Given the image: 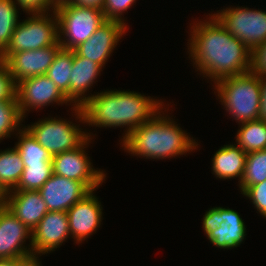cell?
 <instances>
[{
  "instance_id": "7a4b0ae2",
  "label": "cell",
  "mask_w": 266,
  "mask_h": 266,
  "mask_svg": "<svg viewBox=\"0 0 266 266\" xmlns=\"http://www.w3.org/2000/svg\"><path fill=\"white\" fill-rule=\"evenodd\" d=\"M160 100L132 91H105L88 96L82 107L73 106L77 120L96 127H127L122 140L163 110Z\"/></svg>"
},
{
  "instance_id": "ffe728a7",
  "label": "cell",
  "mask_w": 266,
  "mask_h": 266,
  "mask_svg": "<svg viewBox=\"0 0 266 266\" xmlns=\"http://www.w3.org/2000/svg\"><path fill=\"white\" fill-rule=\"evenodd\" d=\"M247 153L236 144L224 145L218 149L212 159V171L220 179L238 177L239 183L244 174Z\"/></svg>"
},
{
  "instance_id": "e575fe53",
  "label": "cell",
  "mask_w": 266,
  "mask_h": 266,
  "mask_svg": "<svg viewBox=\"0 0 266 266\" xmlns=\"http://www.w3.org/2000/svg\"><path fill=\"white\" fill-rule=\"evenodd\" d=\"M260 82H261L260 119L266 120V76L260 77Z\"/></svg>"
},
{
  "instance_id": "7c38bea8",
  "label": "cell",
  "mask_w": 266,
  "mask_h": 266,
  "mask_svg": "<svg viewBox=\"0 0 266 266\" xmlns=\"http://www.w3.org/2000/svg\"><path fill=\"white\" fill-rule=\"evenodd\" d=\"M38 191L45 201L48 211L53 212H67L75 203L91 192L83 182L54 173Z\"/></svg>"
},
{
  "instance_id": "484cf974",
  "label": "cell",
  "mask_w": 266,
  "mask_h": 266,
  "mask_svg": "<svg viewBox=\"0 0 266 266\" xmlns=\"http://www.w3.org/2000/svg\"><path fill=\"white\" fill-rule=\"evenodd\" d=\"M266 180V149L247 153L244 174L239 188L241 193L249 186Z\"/></svg>"
},
{
  "instance_id": "d590c367",
  "label": "cell",
  "mask_w": 266,
  "mask_h": 266,
  "mask_svg": "<svg viewBox=\"0 0 266 266\" xmlns=\"http://www.w3.org/2000/svg\"><path fill=\"white\" fill-rule=\"evenodd\" d=\"M38 254H31L26 257L16 259V266H40Z\"/></svg>"
},
{
  "instance_id": "4316f807",
  "label": "cell",
  "mask_w": 266,
  "mask_h": 266,
  "mask_svg": "<svg viewBox=\"0 0 266 266\" xmlns=\"http://www.w3.org/2000/svg\"><path fill=\"white\" fill-rule=\"evenodd\" d=\"M18 9L14 0H0V55L9 45L14 29L19 23Z\"/></svg>"
},
{
  "instance_id": "9c48e42d",
  "label": "cell",
  "mask_w": 266,
  "mask_h": 266,
  "mask_svg": "<svg viewBox=\"0 0 266 266\" xmlns=\"http://www.w3.org/2000/svg\"><path fill=\"white\" fill-rule=\"evenodd\" d=\"M88 137L79 147L65 151L52 157L53 173L65 178L83 182L91 191L98 189L104 182L106 174L96 170L87 156L86 146L91 142Z\"/></svg>"
},
{
  "instance_id": "52a82bcc",
  "label": "cell",
  "mask_w": 266,
  "mask_h": 266,
  "mask_svg": "<svg viewBox=\"0 0 266 266\" xmlns=\"http://www.w3.org/2000/svg\"><path fill=\"white\" fill-rule=\"evenodd\" d=\"M26 129L52 157L76 149L91 137L90 133L81 131L79 125H75L72 121L56 119V117L41 119L27 126Z\"/></svg>"
},
{
  "instance_id": "f35d334b",
  "label": "cell",
  "mask_w": 266,
  "mask_h": 266,
  "mask_svg": "<svg viewBox=\"0 0 266 266\" xmlns=\"http://www.w3.org/2000/svg\"><path fill=\"white\" fill-rule=\"evenodd\" d=\"M0 266H16V259L0 260Z\"/></svg>"
},
{
  "instance_id": "4dcf8cb0",
  "label": "cell",
  "mask_w": 266,
  "mask_h": 266,
  "mask_svg": "<svg viewBox=\"0 0 266 266\" xmlns=\"http://www.w3.org/2000/svg\"><path fill=\"white\" fill-rule=\"evenodd\" d=\"M241 194L248 197L260 215L266 218V180L247 187Z\"/></svg>"
},
{
  "instance_id": "4fadbf2b",
  "label": "cell",
  "mask_w": 266,
  "mask_h": 266,
  "mask_svg": "<svg viewBox=\"0 0 266 266\" xmlns=\"http://www.w3.org/2000/svg\"><path fill=\"white\" fill-rule=\"evenodd\" d=\"M28 238H32V231L3 204L0 207V260L19 259L33 254L31 247L23 245Z\"/></svg>"
},
{
  "instance_id": "d6a6232c",
  "label": "cell",
  "mask_w": 266,
  "mask_h": 266,
  "mask_svg": "<svg viewBox=\"0 0 266 266\" xmlns=\"http://www.w3.org/2000/svg\"><path fill=\"white\" fill-rule=\"evenodd\" d=\"M18 7L28 14L47 13L50 8L55 11L52 0H14Z\"/></svg>"
},
{
  "instance_id": "d4e9b609",
  "label": "cell",
  "mask_w": 266,
  "mask_h": 266,
  "mask_svg": "<svg viewBox=\"0 0 266 266\" xmlns=\"http://www.w3.org/2000/svg\"><path fill=\"white\" fill-rule=\"evenodd\" d=\"M52 175V160L47 164L24 165L18 185L11 191H38Z\"/></svg>"
},
{
  "instance_id": "2e32d148",
  "label": "cell",
  "mask_w": 266,
  "mask_h": 266,
  "mask_svg": "<svg viewBox=\"0 0 266 266\" xmlns=\"http://www.w3.org/2000/svg\"><path fill=\"white\" fill-rule=\"evenodd\" d=\"M93 194L91 191L67 211L70 236L77 244L89 238L101 225L102 205Z\"/></svg>"
},
{
  "instance_id": "ac0fdd59",
  "label": "cell",
  "mask_w": 266,
  "mask_h": 266,
  "mask_svg": "<svg viewBox=\"0 0 266 266\" xmlns=\"http://www.w3.org/2000/svg\"><path fill=\"white\" fill-rule=\"evenodd\" d=\"M102 71V67L89 59L79 56L73 50V65L70 77V90L65 95L70 105L82 107L88 100L85 93L93 86L95 79Z\"/></svg>"
},
{
  "instance_id": "1f68e13d",
  "label": "cell",
  "mask_w": 266,
  "mask_h": 266,
  "mask_svg": "<svg viewBox=\"0 0 266 266\" xmlns=\"http://www.w3.org/2000/svg\"><path fill=\"white\" fill-rule=\"evenodd\" d=\"M250 72L259 77L266 76V41L251 51Z\"/></svg>"
},
{
  "instance_id": "d6986e66",
  "label": "cell",
  "mask_w": 266,
  "mask_h": 266,
  "mask_svg": "<svg viewBox=\"0 0 266 266\" xmlns=\"http://www.w3.org/2000/svg\"><path fill=\"white\" fill-rule=\"evenodd\" d=\"M221 220L220 228L207 236L209 241L221 249L238 247L246 235V227L242 218L238 212L221 207Z\"/></svg>"
},
{
  "instance_id": "e0dca14e",
  "label": "cell",
  "mask_w": 266,
  "mask_h": 266,
  "mask_svg": "<svg viewBox=\"0 0 266 266\" xmlns=\"http://www.w3.org/2000/svg\"><path fill=\"white\" fill-rule=\"evenodd\" d=\"M3 204L31 231L48 212L39 191H9Z\"/></svg>"
},
{
  "instance_id": "836d02e7",
  "label": "cell",
  "mask_w": 266,
  "mask_h": 266,
  "mask_svg": "<svg viewBox=\"0 0 266 266\" xmlns=\"http://www.w3.org/2000/svg\"><path fill=\"white\" fill-rule=\"evenodd\" d=\"M203 230L208 236L212 231L220 228L221 220V207H214L209 209L203 217Z\"/></svg>"
},
{
  "instance_id": "83f0119b",
  "label": "cell",
  "mask_w": 266,
  "mask_h": 266,
  "mask_svg": "<svg viewBox=\"0 0 266 266\" xmlns=\"http://www.w3.org/2000/svg\"><path fill=\"white\" fill-rule=\"evenodd\" d=\"M23 120L17 101H0V140L11 137L14 130L19 131Z\"/></svg>"
},
{
  "instance_id": "277c9868",
  "label": "cell",
  "mask_w": 266,
  "mask_h": 266,
  "mask_svg": "<svg viewBox=\"0 0 266 266\" xmlns=\"http://www.w3.org/2000/svg\"><path fill=\"white\" fill-rule=\"evenodd\" d=\"M220 102L239 124L260 119L261 82L252 72L222 78L214 86Z\"/></svg>"
},
{
  "instance_id": "cb8c5ba5",
  "label": "cell",
  "mask_w": 266,
  "mask_h": 266,
  "mask_svg": "<svg viewBox=\"0 0 266 266\" xmlns=\"http://www.w3.org/2000/svg\"><path fill=\"white\" fill-rule=\"evenodd\" d=\"M72 65L73 51L61 49L45 74L55 83L64 95L70 90Z\"/></svg>"
},
{
  "instance_id": "8992f818",
  "label": "cell",
  "mask_w": 266,
  "mask_h": 266,
  "mask_svg": "<svg viewBox=\"0 0 266 266\" xmlns=\"http://www.w3.org/2000/svg\"><path fill=\"white\" fill-rule=\"evenodd\" d=\"M52 12L54 14L52 16L48 15V12L29 14L28 19L19 22L9 45L0 55V60L5 61L12 53L41 49L56 44L59 41L58 17L55 11Z\"/></svg>"
},
{
  "instance_id": "7402d4cb",
  "label": "cell",
  "mask_w": 266,
  "mask_h": 266,
  "mask_svg": "<svg viewBox=\"0 0 266 266\" xmlns=\"http://www.w3.org/2000/svg\"><path fill=\"white\" fill-rule=\"evenodd\" d=\"M236 135V145L245 153L266 149V120L241 123Z\"/></svg>"
},
{
  "instance_id": "3957f363",
  "label": "cell",
  "mask_w": 266,
  "mask_h": 266,
  "mask_svg": "<svg viewBox=\"0 0 266 266\" xmlns=\"http://www.w3.org/2000/svg\"><path fill=\"white\" fill-rule=\"evenodd\" d=\"M162 112L159 111L151 120L126 135L121 141L124 150L146 159H166L198 147L195 139L190 138L170 117L162 116Z\"/></svg>"
},
{
  "instance_id": "f1b7e54d",
  "label": "cell",
  "mask_w": 266,
  "mask_h": 266,
  "mask_svg": "<svg viewBox=\"0 0 266 266\" xmlns=\"http://www.w3.org/2000/svg\"><path fill=\"white\" fill-rule=\"evenodd\" d=\"M17 84L6 63L0 60V101H17Z\"/></svg>"
},
{
  "instance_id": "5b68a950",
  "label": "cell",
  "mask_w": 266,
  "mask_h": 266,
  "mask_svg": "<svg viewBox=\"0 0 266 266\" xmlns=\"http://www.w3.org/2000/svg\"><path fill=\"white\" fill-rule=\"evenodd\" d=\"M55 13L58 17L59 44L65 50L73 51L86 42L106 21L102 9L74 3L57 7Z\"/></svg>"
},
{
  "instance_id": "30bf717a",
  "label": "cell",
  "mask_w": 266,
  "mask_h": 266,
  "mask_svg": "<svg viewBox=\"0 0 266 266\" xmlns=\"http://www.w3.org/2000/svg\"><path fill=\"white\" fill-rule=\"evenodd\" d=\"M16 99L19 112L25 118L26 111L54 104H67L69 100L45 74L29 77L17 83ZM54 102V103H53Z\"/></svg>"
},
{
  "instance_id": "ab89813d",
  "label": "cell",
  "mask_w": 266,
  "mask_h": 266,
  "mask_svg": "<svg viewBox=\"0 0 266 266\" xmlns=\"http://www.w3.org/2000/svg\"><path fill=\"white\" fill-rule=\"evenodd\" d=\"M4 195L0 191V207L3 205Z\"/></svg>"
},
{
  "instance_id": "44dd1931",
  "label": "cell",
  "mask_w": 266,
  "mask_h": 266,
  "mask_svg": "<svg viewBox=\"0 0 266 266\" xmlns=\"http://www.w3.org/2000/svg\"><path fill=\"white\" fill-rule=\"evenodd\" d=\"M23 170L24 164L15 147L0 151V191L3 195L18 185Z\"/></svg>"
},
{
  "instance_id": "8fae6325",
  "label": "cell",
  "mask_w": 266,
  "mask_h": 266,
  "mask_svg": "<svg viewBox=\"0 0 266 266\" xmlns=\"http://www.w3.org/2000/svg\"><path fill=\"white\" fill-rule=\"evenodd\" d=\"M70 235L67 212L48 211L32 230L30 246L33 254H47L57 249ZM66 239V240H65Z\"/></svg>"
},
{
  "instance_id": "6da1fadb",
  "label": "cell",
  "mask_w": 266,
  "mask_h": 266,
  "mask_svg": "<svg viewBox=\"0 0 266 266\" xmlns=\"http://www.w3.org/2000/svg\"><path fill=\"white\" fill-rule=\"evenodd\" d=\"M207 20L193 24L188 39L189 56L197 71L214 83L249 72L251 51L247 46L232 36L213 14Z\"/></svg>"
},
{
  "instance_id": "9a60e30c",
  "label": "cell",
  "mask_w": 266,
  "mask_h": 266,
  "mask_svg": "<svg viewBox=\"0 0 266 266\" xmlns=\"http://www.w3.org/2000/svg\"><path fill=\"white\" fill-rule=\"evenodd\" d=\"M61 49L58 41L50 47L12 53L4 62L17 84L26 78L46 74Z\"/></svg>"
},
{
  "instance_id": "8d00e7d4",
  "label": "cell",
  "mask_w": 266,
  "mask_h": 266,
  "mask_svg": "<svg viewBox=\"0 0 266 266\" xmlns=\"http://www.w3.org/2000/svg\"><path fill=\"white\" fill-rule=\"evenodd\" d=\"M73 3L80 6L102 9L104 0H74Z\"/></svg>"
},
{
  "instance_id": "5bb4252c",
  "label": "cell",
  "mask_w": 266,
  "mask_h": 266,
  "mask_svg": "<svg viewBox=\"0 0 266 266\" xmlns=\"http://www.w3.org/2000/svg\"><path fill=\"white\" fill-rule=\"evenodd\" d=\"M127 28V25L120 22L106 20L86 42L77 46L74 51L79 56L104 67Z\"/></svg>"
},
{
  "instance_id": "74e56055",
  "label": "cell",
  "mask_w": 266,
  "mask_h": 266,
  "mask_svg": "<svg viewBox=\"0 0 266 266\" xmlns=\"http://www.w3.org/2000/svg\"><path fill=\"white\" fill-rule=\"evenodd\" d=\"M74 0H52L53 7L56 9L65 4L73 3Z\"/></svg>"
},
{
  "instance_id": "f546056e",
  "label": "cell",
  "mask_w": 266,
  "mask_h": 266,
  "mask_svg": "<svg viewBox=\"0 0 266 266\" xmlns=\"http://www.w3.org/2000/svg\"><path fill=\"white\" fill-rule=\"evenodd\" d=\"M136 0H104L102 11L106 20L117 21L126 25L121 16L124 11L131 8Z\"/></svg>"
},
{
  "instance_id": "ba28073f",
  "label": "cell",
  "mask_w": 266,
  "mask_h": 266,
  "mask_svg": "<svg viewBox=\"0 0 266 266\" xmlns=\"http://www.w3.org/2000/svg\"><path fill=\"white\" fill-rule=\"evenodd\" d=\"M224 28L252 51L266 41V12L235 6L213 14Z\"/></svg>"
},
{
  "instance_id": "603a6c76",
  "label": "cell",
  "mask_w": 266,
  "mask_h": 266,
  "mask_svg": "<svg viewBox=\"0 0 266 266\" xmlns=\"http://www.w3.org/2000/svg\"><path fill=\"white\" fill-rule=\"evenodd\" d=\"M18 142L14 146L20 153L24 165L47 164L52 155L41 146L24 126L18 132Z\"/></svg>"
}]
</instances>
